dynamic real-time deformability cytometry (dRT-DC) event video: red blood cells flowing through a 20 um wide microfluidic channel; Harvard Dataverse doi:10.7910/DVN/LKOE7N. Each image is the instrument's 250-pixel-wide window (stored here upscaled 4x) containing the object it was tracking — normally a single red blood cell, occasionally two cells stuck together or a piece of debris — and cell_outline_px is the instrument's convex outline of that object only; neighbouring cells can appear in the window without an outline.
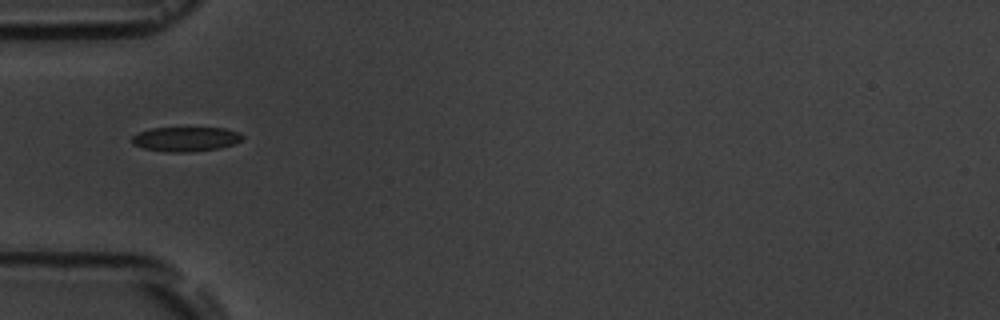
{"species": "common noctule bat (a hibernating species)", "species_latin": "Nyctalus noctula", "temperature_condition": "room temperature", "stored_images_in_passage": 11, "camera_frame_rate_fps": 3000, "um_per_image_px": 0.085, "animal": {"sex": "male", "body_mass_g": 19.5, "forearm_length_mm": 54.6}, "frame": {"image": 1, "passage_image": 1, "time_ms": 0.0, "image_size_px": [1000, 320], "cell_outline_px": [[244, 136], [240, 140], [232, 144], [220, 148], [192, 152], [168, 152], [144, 148], [132, 144], [132, 136], [140, 132], [152, 128], [224, 128], [240, 132]], "centroid_in_image_um": [15.79, 11.82], "position_along_channel_um": 69.2, "area_um2": 15.72}}
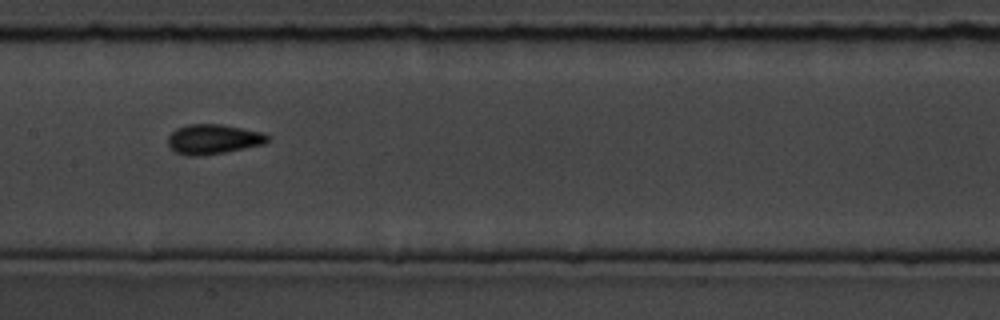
{"frame": {"image": 2, "passage_image": 4, "time_ms": 3.333, "image_size_px": [1000, 320], "cell_outline_px": [[268, 140], [264, 144], [204, 156], [188, 156], [176, 152], [168, 144], [168, 136], [176, 128], [188, 124], [220, 124], [264, 132], [268, 136]], "centroid_in_image_um": [18.11, 11.83], "position_along_channel_um": 189.3, "area_um2": 17.28}}
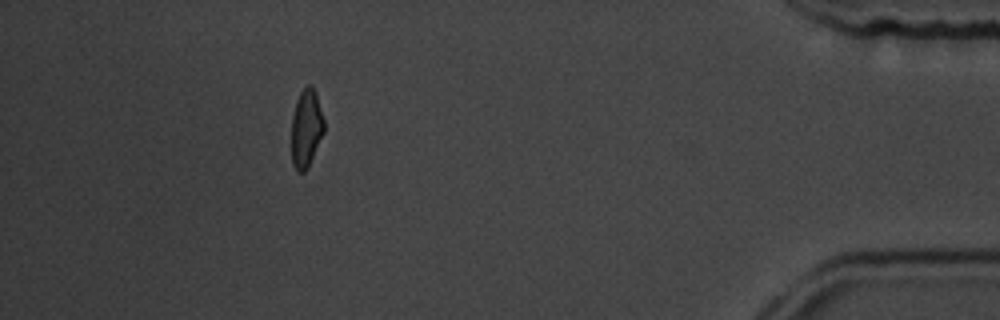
{"frame": {"image": 3, "passage_image": 10, "time_ms": 11.0, "image_size_px": [1000, 320], "cell_outline_px": [[324, 132], [308, 168], [304, 172], [296, 172], [292, 164], [292, 116], [296, 100], [300, 92], [308, 84], [312, 84], [316, 92], [324, 120]], "centroid_in_image_um": [26.03, 10.91], "position_along_channel_um": 409.2, "area_um2": 14.97}, "authors_computed_cell_mechanics": {"area_um2": 15.8372, "velocity_mm_per_s": 3.5998, "shape_relaxation_time_tau1_ms": 2.5952, "shape_relaxation_time_tau2_ms": null, "deformation_change_tau1": 0.1011, "deformation_change_tau2": null}}